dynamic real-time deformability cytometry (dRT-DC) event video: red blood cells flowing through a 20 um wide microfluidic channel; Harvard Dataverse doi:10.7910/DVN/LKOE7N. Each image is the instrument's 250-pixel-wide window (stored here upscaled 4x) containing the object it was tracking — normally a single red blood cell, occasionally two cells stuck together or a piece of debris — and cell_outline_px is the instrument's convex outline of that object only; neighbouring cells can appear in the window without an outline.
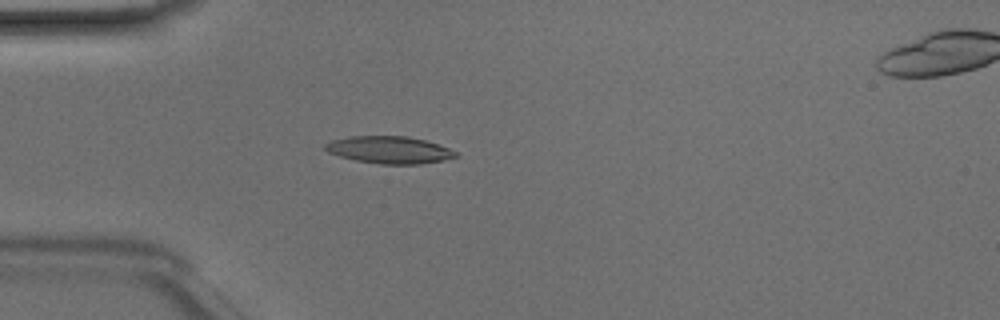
{"species": "Egyptian fruit bat (a non-hibernating species)", "species_latin": "Rousettus aegyptiacus", "temperature_condition": "room temperature", "stored_images_in_passage": 49, "camera_frame_rate_fps": 3000, "um_per_image_px": 0.085, "animal": {"sex": "male"}, "frame": {"image": 1, "passage_image": 14, "time_ms": 4.333, "image_size_px": [1000, 320], "cell_outline_px": [[460, 156], [420, 164], [380, 164], [356, 160], [340, 156], [328, 152], [324, 148], [324, 144], [332, 140], [352, 136], [408, 136], [424, 140], [448, 148], [456, 152]], "centroid_in_image_um": [33.07, 12.73], "position_along_channel_um": 51.9, "area_um2": 20.46}}
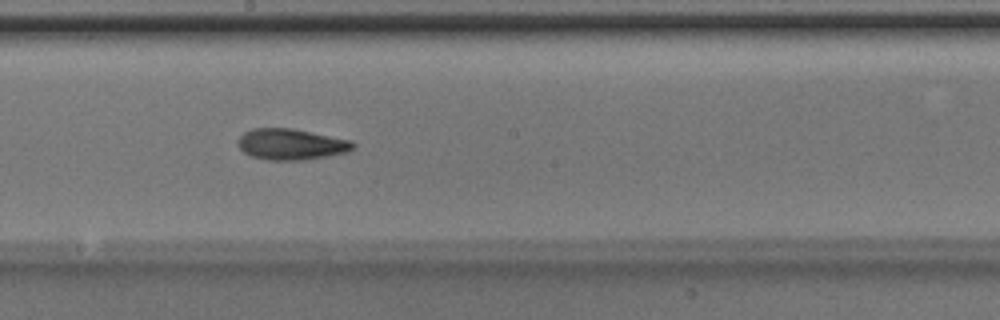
{"frame": {"image": 2, "passage_image": 27, "time_ms": 8.667, "image_size_px": [1000, 320], "cell_outline_px": [[356, 144], [348, 152], [304, 160], [268, 160], [252, 156], [244, 152], [236, 144], [236, 140], [244, 132], [252, 128], [292, 128], [352, 140]], "centroid_in_image_um": [24.73, 12.25], "position_along_channel_um": 223.5, "area_um2": 20.92}}
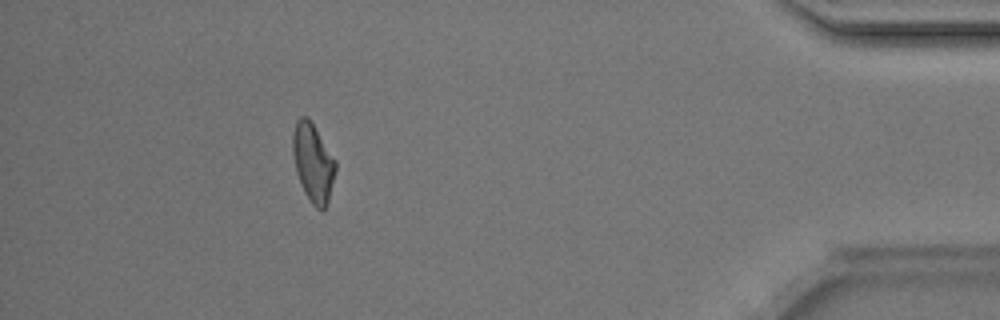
{"frame": {"image": 3, "passage_image": 44, "time_ms": 14.333, "image_size_px": [1000, 320], "cell_outline_px": [[336, 172], [328, 200], [324, 208], [316, 208], [312, 204], [304, 192], [296, 172], [292, 152], [292, 132], [296, 120], [300, 116], [308, 116], [336, 160]], "centroid_in_image_um": [26.59, 13.78], "position_along_channel_um": 408.6, "area_um2": 19.59}, "authors_computed_cell_mechanics": {"area_um2": 19.9988, "velocity_mm_per_s": 4.1999, "shape_relaxation_time_tau1_ms": 7.6502, "shape_relaxation_time_tau2_ms": 4.5332, "deformation_change_tau1": 0.2006, "deformation_change_tau2": 0.1409}}